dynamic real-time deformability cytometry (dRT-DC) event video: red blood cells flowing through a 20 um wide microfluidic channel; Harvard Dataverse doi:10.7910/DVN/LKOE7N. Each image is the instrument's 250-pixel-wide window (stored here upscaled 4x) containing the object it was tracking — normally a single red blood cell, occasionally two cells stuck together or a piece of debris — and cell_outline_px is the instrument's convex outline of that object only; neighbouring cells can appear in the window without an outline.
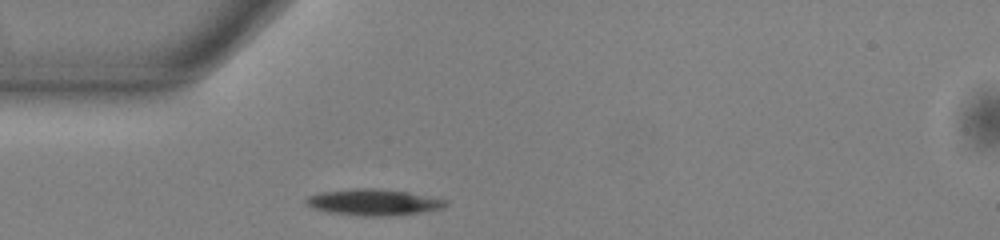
{"species": "common noctule bat (a hibernating species)", "species_latin": "Nyctalus noctula", "temperature_condition": "warm", "stored_images_in_passage": 39, "camera_frame_rate_fps": 3000, "um_per_image_px": 0.085, "animal": {"sex": "male", "body_mass_g": 13.0, "forearm_length_mm": 53.1}, "frame": {"image": 1, "passage_image": 1, "time_ms": 0.0, "image_size_px": [1000, 240], "cell_outline_px": [[448, 204], [444, 208], [420, 212], [388, 216], [360, 216], [328, 212], [312, 208], [304, 200], [308, 196], [320, 192], [352, 188], [372, 188], [408, 192], [448, 200]], "centroid_in_image_um": [31.74, 17.19], "position_along_channel_um": 53.3, "area_um2": 21.39}}
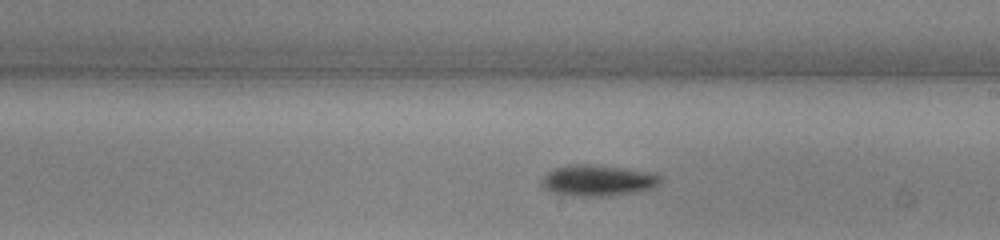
{"frame": {"image": 2, "passage_image": 16, "time_ms": 5.0, "image_size_px": [1000, 240], "cell_outline_px": [[660, 184], [652, 188], [632, 192], [608, 196], [572, 196], [552, 192], [544, 188], [540, 184], [540, 180], [548, 172], [556, 168], [568, 164], [588, 164], [624, 168], [652, 172], [660, 176]], "centroid_in_image_um": [50.78, 15.34], "position_along_channel_um": 238.2, "area_um2": 21.5}}
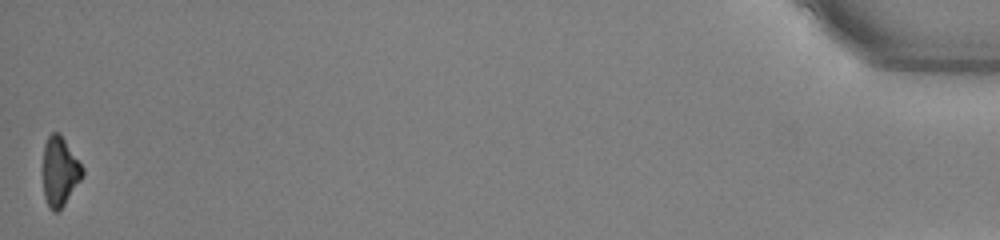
{"frame": {"image": 3, "passage_image": 39, "time_ms": 12.667, "image_size_px": [1000, 240], "cell_outline_px": [[84, 176], [64, 204], [56, 212], [52, 212], [48, 208], [44, 196], [44, 144], [48, 136], [52, 132], [60, 132], [84, 168]], "centroid_in_image_um": [5.1, 14.56], "position_along_channel_um": 430.1, "area_um2": 15.95}, "authors_computed_cell_mechanics": {"area_um2": 19.2474, "velocity_mm_per_s": 3.8379, "shape_relaxation_time_tau1_ms": 2.1448, "shape_relaxation_time_tau2_ms": null, "deformation_change_tau1": 0.1189, "deformation_change_tau2": null}}